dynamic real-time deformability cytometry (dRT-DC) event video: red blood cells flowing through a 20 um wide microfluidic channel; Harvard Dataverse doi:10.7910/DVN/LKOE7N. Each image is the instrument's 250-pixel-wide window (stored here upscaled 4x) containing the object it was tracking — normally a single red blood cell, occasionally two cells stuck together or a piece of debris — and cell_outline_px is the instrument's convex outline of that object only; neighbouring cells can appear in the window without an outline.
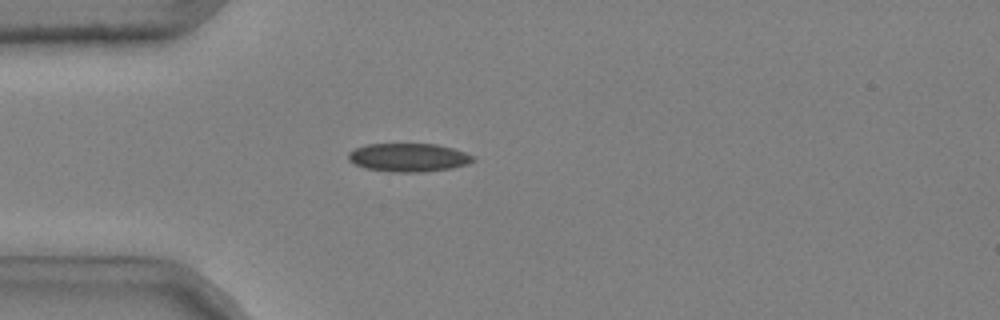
{"species": "common noctule bat (a hibernating species)", "species_latin": "Nyctalus noctula", "temperature_condition": "cold", "stored_images_in_passage": 50, "camera_frame_rate_fps": 3000, "um_per_image_px": 0.085, "animal": {"sex": "male", "body_mass_g": 20.4}, "frame": {"image": 1, "passage_image": 14, "time_ms": 4.333, "image_size_px": [1000, 320], "cell_outline_px": [[476, 160], [468, 164], [452, 168], [420, 172], [392, 172], [364, 168], [348, 160], [348, 152], [356, 148], [368, 144], [436, 144], [452, 148], [476, 156]], "centroid_in_image_um": [34.75, 13.39], "position_along_channel_um": 50.3, "area_um2": 20.69}}
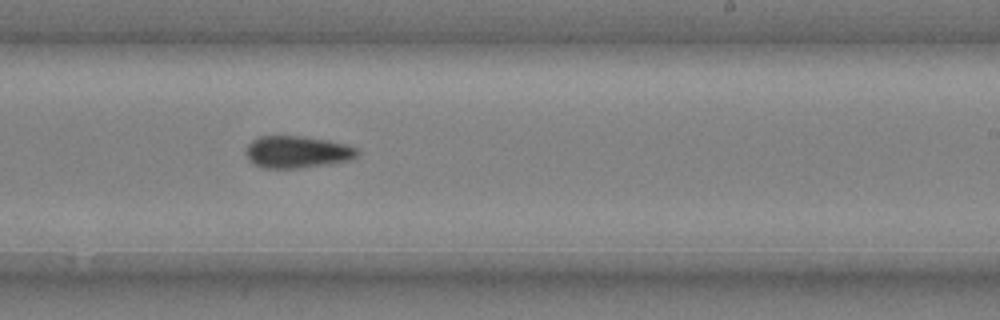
{"frame": {"image": 2, "passage_image": 32, "time_ms": 10.333, "image_size_px": [1000, 320], "cell_outline_px": [[360, 152], [356, 156], [348, 160], [332, 164], [300, 168], [260, 168], [252, 164], [248, 160], [248, 144], [252, 140], [260, 136], [300, 136], [328, 140], [348, 144], [356, 148]], "centroid_in_image_um": [25.27, 12.93], "position_along_channel_um": 263.7, "area_um2": 20.92}}
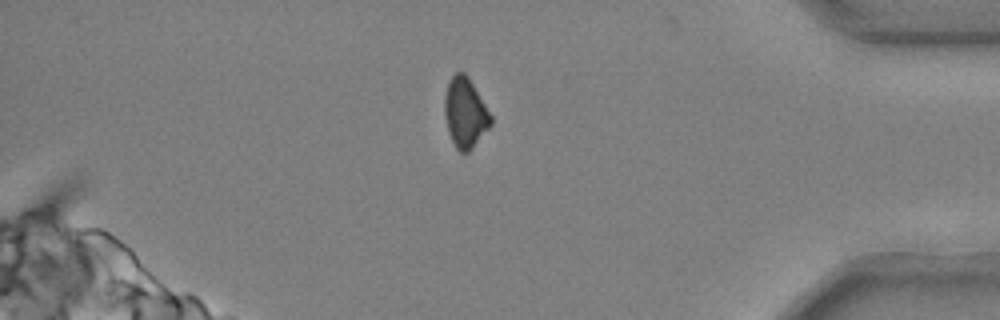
{"frame": {"image": 3, "passage_image": 45, "time_ms": 14.667, "image_size_px": [1000, 320], "cell_outline_px": [[492, 124], [472, 148], [468, 152], [460, 152], [456, 148], [448, 132], [444, 116], [444, 96], [448, 80], [456, 72], [464, 72], [468, 76], [492, 116]], "centroid_in_image_um": [39.52, 9.57], "position_along_channel_um": 395.7, "area_um2": 18.9}, "authors_computed_cell_mechanics": {"area_um2": 20.3456, "velocity_mm_per_s": 3.7174, "shape_relaxation_time_tau1_ms": 4.8822, "shape_relaxation_time_tau2_ms": 6.2346, "deformation_change_tau1": 0.0917, "deformation_change_tau2": 0.0989}}